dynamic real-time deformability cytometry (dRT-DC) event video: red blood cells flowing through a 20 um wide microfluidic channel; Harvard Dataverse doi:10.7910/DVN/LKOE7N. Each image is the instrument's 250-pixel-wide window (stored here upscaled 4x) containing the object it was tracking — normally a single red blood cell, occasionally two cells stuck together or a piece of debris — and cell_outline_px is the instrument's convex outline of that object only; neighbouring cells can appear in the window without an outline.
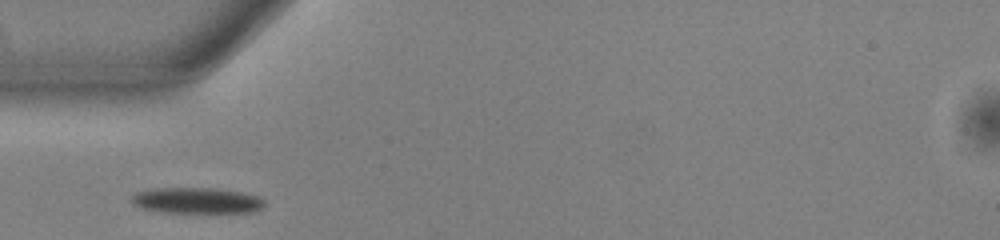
{"species": "common noctule bat (a hibernating species)", "species_latin": "Nyctalus noctula", "temperature_condition": "warm", "stored_images_in_passage": 36, "camera_frame_rate_fps": 3000, "um_per_image_px": 0.085, "animal": {"sex": "male", "body_mass_g": 13.0, "forearm_length_mm": 53.1}, "frame": {"image": 1, "passage_image": 1, "time_ms": 0.0, "image_size_px": [1000, 240], "cell_outline_px": [[264, 204], [256, 212], [160, 212], [140, 208], [132, 204], [132, 196], [136, 192], [152, 188], [212, 188], [240, 192], [260, 196], [264, 200]], "centroid_in_image_um": [16.7, 17.04], "position_along_channel_um": 68.3, "area_um2": 20.06}}
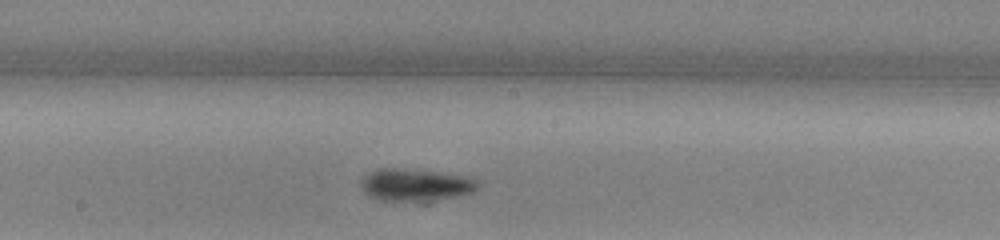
{"frame": {"image": 2, "passage_image": 12, "time_ms": 3.667, "image_size_px": [1000, 240], "cell_outline_px": [[480, 184], [472, 192], [460, 196], [428, 200], [380, 200], [368, 196], [364, 192], [360, 184], [360, 180], [368, 172], [376, 168], [404, 168], [440, 172], [464, 176], [476, 180]], "centroid_in_image_um": [35.26, 15.69], "position_along_channel_um": 212.9, "area_um2": 21.96}}
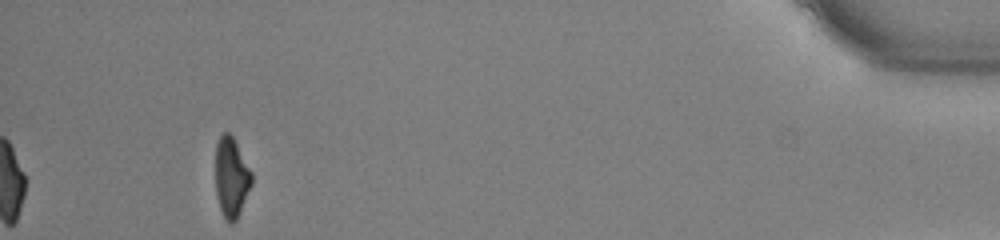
{"frame": {"image": 3, "passage_image": 33, "time_ms": 10.667, "image_size_px": [1000, 240], "cell_outline_px": [[252, 184], [240, 212], [236, 220], [232, 224], [228, 224], [220, 208], [216, 196], [216, 144], [220, 136], [224, 132], [228, 132], [232, 136], [252, 172]], "centroid_in_image_um": [19.66, 15.1], "position_along_channel_um": 415.5, "area_um2": 16.76}, "authors_computed_cell_mechanics": {"area_um2": 19.5075, "velocity_mm_per_s": 3.9481, "shape_relaxation_time_tau1_ms": 2.3995, "shape_relaxation_time_tau2_ms": null, "deformation_change_tau1": 0.1216, "deformation_change_tau2": null}}